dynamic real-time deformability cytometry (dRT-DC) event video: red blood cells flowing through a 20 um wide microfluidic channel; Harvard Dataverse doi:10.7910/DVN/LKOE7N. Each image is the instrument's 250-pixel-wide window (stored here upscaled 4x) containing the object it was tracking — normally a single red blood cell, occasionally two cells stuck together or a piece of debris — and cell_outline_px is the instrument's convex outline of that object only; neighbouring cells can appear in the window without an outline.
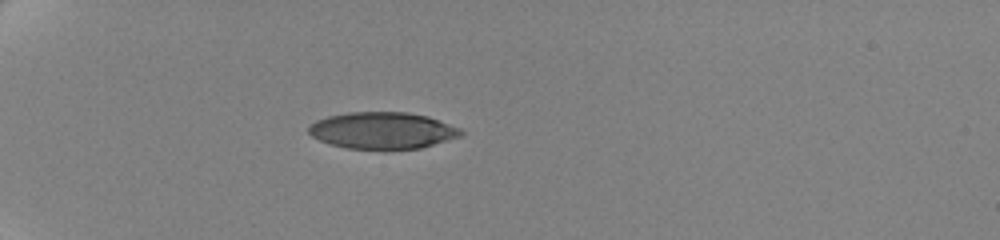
{"species": "human", "species_latin": "Homo sapiens", "temperature_condition": "cold", "stored_images_in_passage": 41, "camera_frame_rate_fps": 3000, "um_per_image_px": 0.085, "donor": {"sex": "female"}, "frame": {"image": 1, "passage_image": 1, "time_ms": 0.0, "image_size_px": [1000, 240], "cell_outline_px": [[464, 132], [460, 136], [420, 148], [348, 148], [332, 144], [320, 140], [312, 136], [308, 132], [308, 128], [316, 120], [328, 116], [348, 112], [408, 112], [428, 116], [460, 128]], "centroid_in_image_um": [32.51, 11.07], "position_along_channel_um": 52.5, "area_um2": 32.08}}
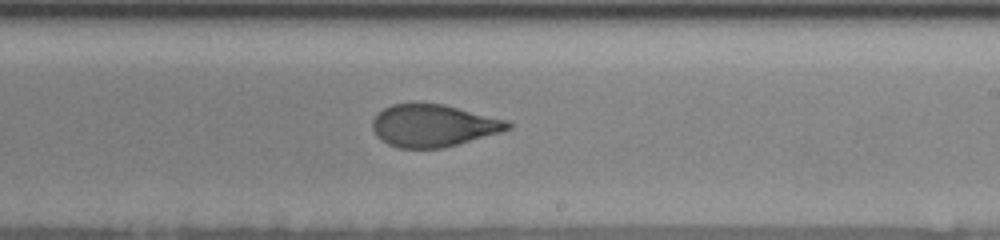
{"frame": {"image": 2, "passage_image": 21, "time_ms": 6.667, "image_size_px": [1000, 240], "cell_outline_px": [[512, 128], [500, 132], [444, 148], [396, 148], [380, 140], [376, 136], [372, 128], [372, 120], [384, 108], [392, 104], [444, 104], [508, 120], [512, 124]], "centroid_in_image_um": [36.83, 10.69], "position_along_channel_um": 252.2, "area_um2": 33.29}}
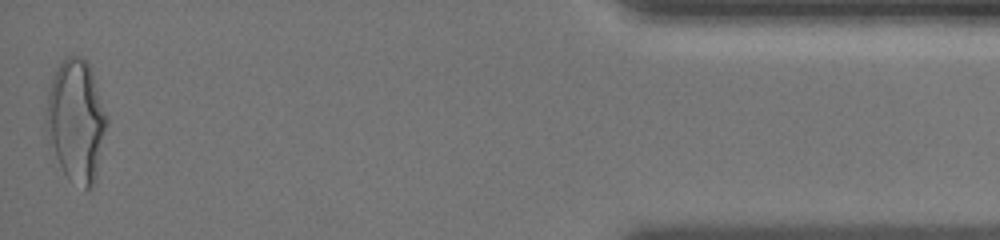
{"frame": {"image": 3, "passage_image": 41, "time_ms": 13.333, "image_size_px": [1000, 240], "cell_outline_px": [[108, 120], [96, 180], [92, 188], [84, 188], [68, 176], [64, 172], [56, 156], [52, 144], [48, 120], [48, 92], [52, 76], [56, 68], [68, 56], [80, 56], [88, 64], [92, 72], [108, 116]], "centroid_in_image_um": [6.54, 10.23], "position_along_channel_um": 428.7, "area_um2": 41.85}, "authors_computed_cell_mechanics": {"area_um2": 34.9112, "velocity_mm_per_s": 3.5135, "shape_relaxation_time_tau1_ms": 4.4521, "shape_relaxation_time_tau2_ms": 1.3399, "deformation_change_tau1": 0.1638, "deformation_change_tau2": 0.081}}